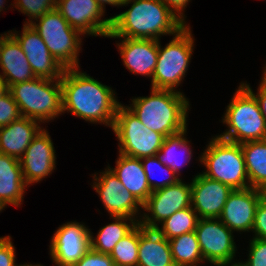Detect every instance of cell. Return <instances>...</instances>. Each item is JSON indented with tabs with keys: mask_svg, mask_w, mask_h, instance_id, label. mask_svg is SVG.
I'll use <instances>...</instances> for the list:
<instances>
[{
	"mask_svg": "<svg viewBox=\"0 0 266 266\" xmlns=\"http://www.w3.org/2000/svg\"><path fill=\"white\" fill-rule=\"evenodd\" d=\"M37 120L21 117L0 127V153L20 159L34 137L43 128Z\"/></svg>",
	"mask_w": 266,
	"mask_h": 266,
	"instance_id": "cell-21",
	"label": "cell"
},
{
	"mask_svg": "<svg viewBox=\"0 0 266 266\" xmlns=\"http://www.w3.org/2000/svg\"><path fill=\"white\" fill-rule=\"evenodd\" d=\"M250 187L266 189V139L241 144Z\"/></svg>",
	"mask_w": 266,
	"mask_h": 266,
	"instance_id": "cell-26",
	"label": "cell"
},
{
	"mask_svg": "<svg viewBox=\"0 0 266 266\" xmlns=\"http://www.w3.org/2000/svg\"><path fill=\"white\" fill-rule=\"evenodd\" d=\"M264 196L266 197V189L263 190Z\"/></svg>",
	"mask_w": 266,
	"mask_h": 266,
	"instance_id": "cell-46",
	"label": "cell"
},
{
	"mask_svg": "<svg viewBox=\"0 0 266 266\" xmlns=\"http://www.w3.org/2000/svg\"><path fill=\"white\" fill-rule=\"evenodd\" d=\"M117 43L120 56L132 74H139L151 78L154 73L158 58V40L119 38Z\"/></svg>",
	"mask_w": 266,
	"mask_h": 266,
	"instance_id": "cell-19",
	"label": "cell"
},
{
	"mask_svg": "<svg viewBox=\"0 0 266 266\" xmlns=\"http://www.w3.org/2000/svg\"><path fill=\"white\" fill-rule=\"evenodd\" d=\"M21 117L19 106L8 90L0 97V127L7 126Z\"/></svg>",
	"mask_w": 266,
	"mask_h": 266,
	"instance_id": "cell-33",
	"label": "cell"
},
{
	"mask_svg": "<svg viewBox=\"0 0 266 266\" xmlns=\"http://www.w3.org/2000/svg\"><path fill=\"white\" fill-rule=\"evenodd\" d=\"M185 25H187L184 10L191 0H161Z\"/></svg>",
	"mask_w": 266,
	"mask_h": 266,
	"instance_id": "cell-39",
	"label": "cell"
},
{
	"mask_svg": "<svg viewBox=\"0 0 266 266\" xmlns=\"http://www.w3.org/2000/svg\"><path fill=\"white\" fill-rule=\"evenodd\" d=\"M99 174H94L92 187L98 193L110 217L123 216L140 222V208L143 209V205L123 186L108 166Z\"/></svg>",
	"mask_w": 266,
	"mask_h": 266,
	"instance_id": "cell-12",
	"label": "cell"
},
{
	"mask_svg": "<svg viewBox=\"0 0 266 266\" xmlns=\"http://www.w3.org/2000/svg\"><path fill=\"white\" fill-rule=\"evenodd\" d=\"M205 166L203 175L234 189L250 187L241 144L213 136L198 158Z\"/></svg>",
	"mask_w": 266,
	"mask_h": 266,
	"instance_id": "cell-6",
	"label": "cell"
},
{
	"mask_svg": "<svg viewBox=\"0 0 266 266\" xmlns=\"http://www.w3.org/2000/svg\"><path fill=\"white\" fill-rule=\"evenodd\" d=\"M186 133L187 129L179 134L165 137L164 142L157 153L161 163L167 165L178 176L181 174V167L187 165L191 161L193 154Z\"/></svg>",
	"mask_w": 266,
	"mask_h": 266,
	"instance_id": "cell-27",
	"label": "cell"
},
{
	"mask_svg": "<svg viewBox=\"0 0 266 266\" xmlns=\"http://www.w3.org/2000/svg\"><path fill=\"white\" fill-rule=\"evenodd\" d=\"M194 40L190 25L181 28L163 47L158 40V58L151 88L178 91L194 53Z\"/></svg>",
	"mask_w": 266,
	"mask_h": 266,
	"instance_id": "cell-7",
	"label": "cell"
},
{
	"mask_svg": "<svg viewBox=\"0 0 266 266\" xmlns=\"http://www.w3.org/2000/svg\"><path fill=\"white\" fill-rule=\"evenodd\" d=\"M150 89V96L132 98V104L127 105L142 124L165 137L187 129L190 102L184 93L180 90Z\"/></svg>",
	"mask_w": 266,
	"mask_h": 266,
	"instance_id": "cell-3",
	"label": "cell"
},
{
	"mask_svg": "<svg viewBox=\"0 0 266 266\" xmlns=\"http://www.w3.org/2000/svg\"><path fill=\"white\" fill-rule=\"evenodd\" d=\"M266 65V64H265ZM262 78H260V84L257 88V93H254L250 83L247 84L246 83H242L257 99L259 107H260V111L262 112L263 117L265 118V122H266V66L264 67V71L262 74Z\"/></svg>",
	"mask_w": 266,
	"mask_h": 266,
	"instance_id": "cell-38",
	"label": "cell"
},
{
	"mask_svg": "<svg viewBox=\"0 0 266 266\" xmlns=\"http://www.w3.org/2000/svg\"><path fill=\"white\" fill-rule=\"evenodd\" d=\"M191 184V207L200 219L219 218L226 200L233 189L202 173L193 177Z\"/></svg>",
	"mask_w": 266,
	"mask_h": 266,
	"instance_id": "cell-18",
	"label": "cell"
},
{
	"mask_svg": "<svg viewBox=\"0 0 266 266\" xmlns=\"http://www.w3.org/2000/svg\"><path fill=\"white\" fill-rule=\"evenodd\" d=\"M6 208V205L0 201V213L2 212V210H4Z\"/></svg>",
	"mask_w": 266,
	"mask_h": 266,
	"instance_id": "cell-44",
	"label": "cell"
},
{
	"mask_svg": "<svg viewBox=\"0 0 266 266\" xmlns=\"http://www.w3.org/2000/svg\"><path fill=\"white\" fill-rule=\"evenodd\" d=\"M27 187L19 159L0 153V201L20 207Z\"/></svg>",
	"mask_w": 266,
	"mask_h": 266,
	"instance_id": "cell-23",
	"label": "cell"
},
{
	"mask_svg": "<svg viewBox=\"0 0 266 266\" xmlns=\"http://www.w3.org/2000/svg\"><path fill=\"white\" fill-rule=\"evenodd\" d=\"M64 69L80 68L82 34L72 28L55 8L30 24Z\"/></svg>",
	"mask_w": 266,
	"mask_h": 266,
	"instance_id": "cell-8",
	"label": "cell"
},
{
	"mask_svg": "<svg viewBox=\"0 0 266 266\" xmlns=\"http://www.w3.org/2000/svg\"><path fill=\"white\" fill-rule=\"evenodd\" d=\"M0 67V77L8 88L36 78L20 44L9 32L0 34Z\"/></svg>",
	"mask_w": 266,
	"mask_h": 266,
	"instance_id": "cell-20",
	"label": "cell"
},
{
	"mask_svg": "<svg viewBox=\"0 0 266 266\" xmlns=\"http://www.w3.org/2000/svg\"><path fill=\"white\" fill-rule=\"evenodd\" d=\"M115 168L108 167L123 186L143 205L152 193L141 159L119 153Z\"/></svg>",
	"mask_w": 266,
	"mask_h": 266,
	"instance_id": "cell-22",
	"label": "cell"
},
{
	"mask_svg": "<svg viewBox=\"0 0 266 266\" xmlns=\"http://www.w3.org/2000/svg\"><path fill=\"white\" fill-rule=\"evenodd\" d=\"M231 99L221 121L227 129L217 136L238 144L265 140L266 122L255 96L241 82Z\"/></svg>",
	"mask_w": 266,
	"mask_h": 266,
	"instance_id": "cell-4",
	"label": "cell"
},
{
	"mask_svg": "<svg viewBox=\"0 0 266 266\" xmlns=\"http://www.w3.org/2000/svg\"><path fill=\"white\" fill-rule=\"evenodd\" d=\"M247 251L248 259L244 262L247 266H266V240L250 239Z\"/></svg>",
	"mask_w": 266,
	"mask_h": 266,
	"instance_id": "cell-34",
	"label": "cell"
},
{
	"mask_svg": "<svg viewBox=\"0 0 266 266\" xmlns=\"http://www.w3.org/2000/svg\"><path fill=\"white\" fill-rule=\"evenodd\" d=\"M198 215L192 207H188L175 212L166 218L160 226L155 229L167 240L195 231L198 222Z\"/></svg>",
	"mask_w": 266,
	"mask_h": 266,
	"instance_id": "cell-29",
	"label": "cell"
},
{
	"mask_svg": "<svg viewBox=\"0 0 266 266\" xmlns=\"http://www.w3.org/2000/svg\"><path fill=\"white\" fill-rule=\"evenodd\" d=\"M63 114H72L93 124L113 126L118 106L116 92L79 68L65 69L60 79Z\"/></svg>",
	"mask_w": 266,
	"mask_h": 266,
	"instance_id": "cell-1",
	"label": "cell"
},
{
	"mask_svg": "<svg viewBox=\"0 0 266 266\" xmlns=\"http://www.w3.org/2000/svg\"><path fill=\"white\" fill-rule=\"evenodd\" d=\"M99 5L100 7L105 11V6L106 4H109L110 6H121L125 0H95Z\"/></svg>",
	"mask_w": 266,
	"mask_h": 266,
	"instance_id": "cell-40",
	"label": "cell"
},
{
	"mask_svg": "<svg viewBox=\"0 0 266 266\" xmlns=\"http://www.w3.org/2000/svg\"><path fill=\"white\" fill-rule=\"evenodd\" d=\"M8 32L20 44L37 78L61 79L65 69L52 56L44 40L30 24H23L21 34L19 33L20 30H10Z\"/></svg>",
	"mask_w": 266,
	"mask_h": 266,
	"instance_id": "cell-15",
	"label": "cell"
},
{
	"mask_svg": "<svg viewBox=\"0 0 266 266\" xmlns=\"http://www.w3.org/2000/svg\"><path fill=\"white\" fill-rule=\"evenodd\" d=\"M131 7L111 17L107 38H138L159 40L175 35L185 24L161 0H125Z\"/></svg>",
	"mask_w": 266,
	"mask_h": 266,
	"instance_id": "cell-2",
	"label": "cell"
},
{
	"mask_svg": "<svg viewBox=\"0 0 266 266\" xmlns=\"http://www.w3.org/2000/svg\"><path fill=\"white\" fill-rule=\"evenodd\" d=\"M56 9L83 36L106 38L110 33L111 17L101 19L105 11L95 0H57Z\"/></svg>",
	"mask_w": 266,
	"mask_h": 266,
	"instance_id": "cell-14",
	"label": "cell"
},
{
	"mask_svg": "<svg viewBox=\"0 0 266 266\" xmlns=\"http://www.w3.org/2000/svg\"><path fill=\"white\" fill-rule=\"evenodd\" d=\"M54 148L49 132L43 127L19 159L24 181L28 186L52 174L56 167Z\"/></svg>",
	"mask_w": 266,
	"mask_h": 266,
	"instance_id": "cell-16",
	"label": "cell"
},
{
	"mask_svg": "<svg viewBox=\"0 0 266 266\" xmlns=\"http://www.w3.org/2000/svg\"><path fill=\"white\" fill-rule=\"evenodd\" d=\"M141 163L145 171L147 183L150 186L151 191H155L157 189L176 184L179 180H181L179 178L180 176H178L172 169H170L167 165H163L161 163L157 155L142 158ZM160 173L162 175L164 174L165 177L158 181L156 179H159L158 176H160Z\"/></svg>",
	"mask_w": 266,
	"mask_h": 266,
	"instance_id": "cell-31",
	"label": "cell"
},
{
	"mask_svg": "<svg viewBox=\"0 0 266 266\" xmlns=\"http://www.w3.org/2000/svg\"><path fill=\"white\" fill-rule=\"evenodd\" d=\"M137 266H175L169 240L141 224Z\"/></svg>",
	"mask_w": 266,
	"mask_h": 266,
	"instance_id": "cell-24",
	"label": "cell"
},
{
	"mask_svg": "<svg viewBox=\"0 0 266 266\" xmlns=\"http://www.w3.org/2000/svg\"><path fill=\"white\" fill-rule=\"evenodd\" d=\"M50 257L55 266H74L90 250V229L84 223H63L51 237Z\"/></svg>",
	"mask_w": 266,
	"mask_h": 266,
	"instance_id": "cell-13",
	"label": "cell"
},
{
	"mask_svg": "<svg viewBox=\"0 0 266 266\" xmlns=\"http://www.w3.org/2000/svg\"><path fill=\"white\" fill-rule=\"evenodd\" d=\"M252 238L266 240V197L263 196L257 205Z\"/></svg>",
	"mask_w": 266,
	"mask_h": 266,
	"instance_id": "cell-35",
	"label": "cell"
},
{
	"mask_svg": "<svg viewBox=\"0 0 266 266\" xmlns=\"http://www.w3.org/2000/svg\"><path fill=\"white\" fill-rule=\"evenodd\" d=\"M218 266H247V265L244 263V261L236 262L235 260H233V261H229V262L220 264Z\"/></svg>",
	"mask_w": 266,
	"mask_h": 266,
	"instance_id": "cell-42",
	"label": "cell"
},
{
	"mask_svg": "<svg viewBox=\"0 0 266 266\" xmlns=\"http://www.w3.org/2000/svg\"><path fill=\"white\" fill-rule=\"evenodd\" d=\"M9 90L6 82L0 77V97Z\"/></svg>",
	"mask_w": 266,
	"mask_h": 266,
	"instance_id": "cell-41",
	"label": "cell"
},
{
	"mask_svg": "<svg viewBox=\"0 0 266 266\" xmlns=\"http://www.w3.org/2000/svg\"><path fill=\"white\" fill-rule=\"evenodd\" d=\"M191 200V184L181 178L176 184L152 191L143 204L144 213L139 223L147 229H155L175 212L191 207Z\"/></svg>",
	"mask_w": 266,
	"mask_h": 266,
	"instance_id": "cell-10",
	"label": "cell"
},
{
	"mask_svg": "<svg viewBox=\"0 0 266 266\" xmlns=\"http://www.w3.org/2000/svg\"><path fill=\"white\" fill-rule=\"evenodd\" d=\"M139 239L140 223L114 246L110 257L115 266H137Z\"/></svg>",
	"mask_w": 266,
	"mask_h": 266,
	"instance_id": "cell-30",
	"label": "cell"
},
{
	"mask_svg": "<svg viewBox=\"0 0 266 266\" xmlns=\"http://www.w3.org/2000/svg\"><path fill=\"white\" fill-rule=\"evenodd\" d=\"M112 130L117 137L119 153L146 158L159 152L165 136L146 128L135 114L124 104H120Z\"/></svg>",
	"mask_w": 266,
	"mask_h": 266,
	"instance_id": "cell-9",
	"label": "cell"
},
{
	"mask_svg": "<svg viewBox=\"0 0 266 266\" xmlns=\"http://www.w3.org/2000/svg\"><path fill=\"white\" fill-rule=\"evenodd\" d=\"M19 266H42V265L41 264H34L33 265V264H29V263L27 264L26 263V264H20Z\"/></svg>",
	"mask_w": 266,
	"mask_h": 266,
	"instance_id": "cell-45",
	"label": "cell"
},
{
	"mask_svg": "<svg viewBox=\"0 0 266 266\" xmlns=\"http://www.w3.org/2000/svg\"><path fill=\"white\" fill-rule=\"evenodd\" d=\"M169 243L175 266H199L205 262L195 231L172 238Z\"/></svg>",
	"mask_w": 266,
	"mask_h": 266,
	"instance_id": "cell-28",
	"label": "cell"
},
{
	"mask_svg": "<svg viewBox=\"0 0 266 266\" xmlns=\"http://www.w3.org/2000/svg\"><path fill=\"white\" fill-rule=\"evenodd\" d=\"M112 223L99 229L94 237L90 230V249L103 254H111L114 246L126 236L139 222L134 218L111 216Z\"/></svg>",
	"mask_w": 266,
	"mask_h": 266,
	"instance_id": "cell-25",
	"label": "cell"
},
{
	"mask_svg": "<svg viewBox=\"0 0 266 266\" xmlns=\"http://www.w3.org/2000/svg\"><path fill=\"white\" fill-rule=\"evenodd\" d=\"M5 2H7V1L6 0H0V12L4 11V9L6 10V8L4 6V5H6Z\"/></svg>",
	"mask_w": 266,
	"mask_h": 266,
	"instance_id": "cell-43",
	"label": "cell"
},
{
	"mask_svg": "<svg viewBox=\"0 0 266 266\" xmlns=\"http://www.w3.org/2000/svg\"><path fill=\"white\" fill-rule=\"evenodd\" d=\"M16 251L10 235L0 237V266H19L16 262Z\"/></svg>",
	"mask_w": 266,
	"mask_h": 266,
	"instance_id": "cell-36",
	"label": "cell"
},
{
	"mask_svg": "<svg viewBox=\"0 0 266 266\" xmlns=\"http://www.w3.org/2000/svg\"><path fill=\"white\" fill-rule=\"evenodd\" d=\"M74 266H115L110 254L90 249Z\"/></svg>",
	"mask_w": 266,
	"mask_h": 266,
	"instance_id": "cell-37",
	"label": "cell"
},
{
	"mask_svg": "<svg viewBox=\"0 0 266 266\" xmlns=\"http://www.w3.org/2000/svg\"><path fill=\"white\" fill-rule=\"evenodd\" d=\"M12 8L27 15L24 24H32L45 13L56 8L57 0H13Z\"/></svg>",
	"mask_w": 266,
	"mask_h": 266,
	"instance_id": "cell-32",
	"label": "cell"
},
{
	"mask_svg": "<svg viewBox=\"0 0 266 266\" xmlns=\"http://www.w3.org/2000/svg\"><path fill=\"white\" fill-rule=\"evenodd\" d=\"M263 196L262 190L252 187L234 189L229 194L219 219L232 232H251L256 208Z\"/></svg>",
	"mask_w": 266,
	"mask_h": 266,
	"instance_id": "cell-17",
	"label": "cell"
},
{
	"mask_svg": "<svg viewBox=\"0 0 266 266\" xmlns=\"http://www.w3.org/2000/svg\"><path fill=\"white\" fill-rule=\"evenodd\" d=\"M9 92L19 106L22 117L49 123L63 113L60 79L36 77L11 85Z\"/></svg>",
	"mask_w": 266,
	"mask_h": 266,
	"instance_id": "cell-5",
	"label": "cell"
},
{
	"mask_svg": "<svg viewBox=\"0 0 266 266\" xmlns=\"http://www.w3.org/2000/svg\"><path fill=\"white\" fill-rule=\"evenodd\" d=\"M195 232L205 262L218 266L235 260L233 232L219 218H199Z\"/></svg>",
	"mask_w": 266,
	"mask_h": 266,
	"instance_id": "cell-11",
	"label": "cell"
}]
</instances>
